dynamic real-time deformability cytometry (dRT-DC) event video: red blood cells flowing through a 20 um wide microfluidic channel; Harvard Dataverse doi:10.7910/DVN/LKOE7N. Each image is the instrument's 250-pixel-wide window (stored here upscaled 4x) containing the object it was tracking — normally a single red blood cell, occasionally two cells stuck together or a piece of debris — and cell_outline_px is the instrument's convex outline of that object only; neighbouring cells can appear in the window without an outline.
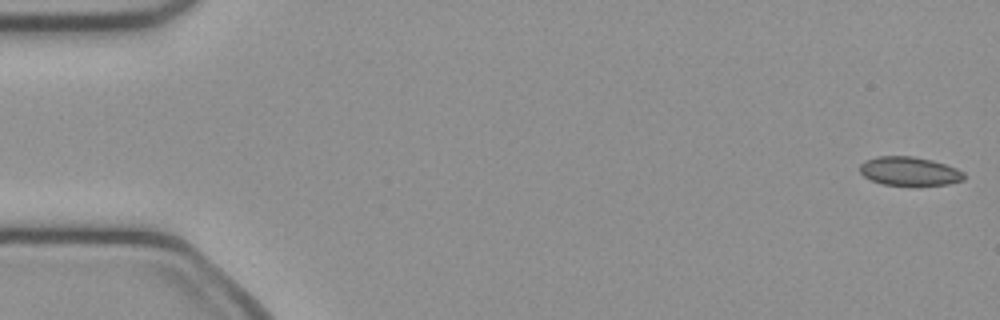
{"species": "common noctule bat (a hibernating species)", "species_latin": "Nyctalus noctula", "temperature_condition": "cold", "stored_images_in_passage": 51, "camera_frame_rate_fps": 3000, "um_per_image_px": 0.085, "animal": {"sex": "female", "body_mass_g": 21.9}, "frame": {"image": 1, "passage_image": 1, "time_ms": 0.0, "image_size_px": [1000, 320], "cell_outline_px": [[964, 180], [948, 184], [916, 188], [884, 184], [872, 180], [864, 176], [860, 172], [860, 164], [864, 160], [876, 156], [912, 156], [932, 160], [956, 168], [964, 172]], "centroid_in_image_um": [77.31, 14.59], "position_along_channel_um": 7.7, "area_um2": 18.09}}
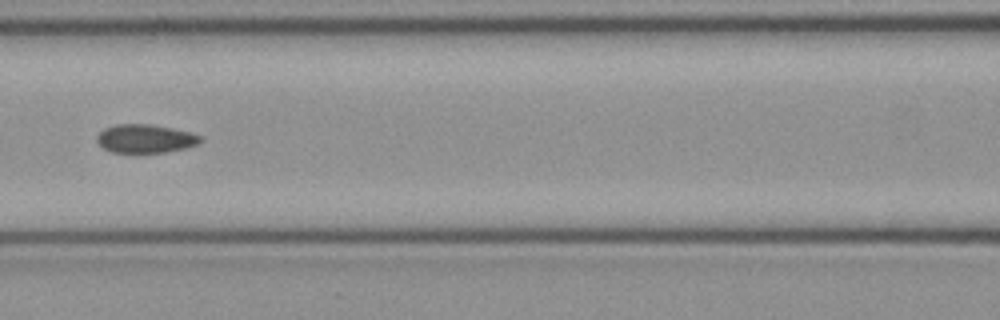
{"frame": {"image": 2, "passage_image": 22, "time_ms": 7.0, "image_size_px": [1000, 320], "cell_outline_px": [[204, 140], [200, 144], [184, 148], [164, 152], [112, 152], [104, 148], [96, 140], [96, 136], [104, 128], [116, 124], [152, 124], [172, 128], [204, 136]], "centroid_in_image_um": [12.39, 11.77], "position_along_channel_um": 154.2, "area_um2": 17.22}}
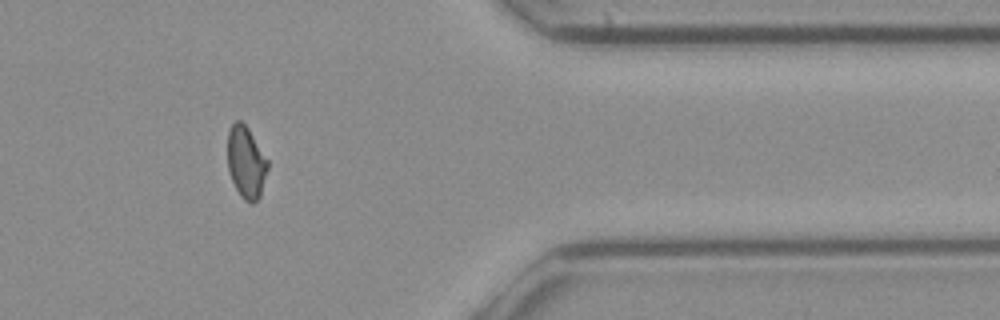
{"frame": {"image": 3, "passage_image": 41, "time_ms": 13.333, "image_size_px": [1000, 320], "cell_outline_px": [[268, 168], [260, 196], [252, 204], [244, 200], [240, 196], [228, 172], [228, 132], [232, 124], [236, 120], [240, 120], [248, 128], [268, 160]], "centroid_in_image_um": [20.91, 13.8], "position_along_channel_um": 390.5, "area_um2": 16.76}, "authors_computed_cell_mechanics": {"area_um2": 17.5712, "velocity_mm_per_s": 4.0849, "shape_relaxation_time_tau1_ms": null, "shape_relaxation_time_tau2_ms": 1.6596, "deformation_change_tau1": null, "deformation_change_tau2": 0.0559}}